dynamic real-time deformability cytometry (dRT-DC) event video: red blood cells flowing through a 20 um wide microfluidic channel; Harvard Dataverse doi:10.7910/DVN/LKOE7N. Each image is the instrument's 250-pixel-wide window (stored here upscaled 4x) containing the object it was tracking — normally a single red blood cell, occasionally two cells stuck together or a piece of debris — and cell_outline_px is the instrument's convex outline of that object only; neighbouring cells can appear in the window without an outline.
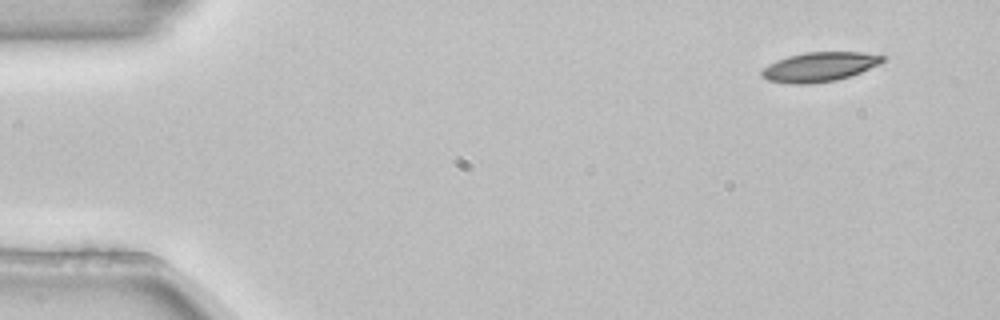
{"species": "common noctule bat (a hibernating species)", "species_latin": "Nyctalus noctula", "temperature_condition": "room temperature", "stored_images_in_passage": 3, "camera_frame_rate_fps": 3000, "um_per_image_px": 0.085, "animal": {"sex": "female", "body_mass_g": 22.7, "forearm_length_mm": 54.2}, "frame": {"image": 1, "passage_image": 1, "time_ms": 0.0, "image_size_px": [1000, 320], "cell_outline_px": [[888, 56], [880, 64], [860, 72], [836, 80], [812, 84], [788, 84], [768, 80], [760, 72], [768, 64], [776, 60], [788, 56], [804, 52], [864, 52]], "centroid_in_image_um": [69.67, 5.68], "position_along_channel_um": 15.3, "area_um2": 20.81}}